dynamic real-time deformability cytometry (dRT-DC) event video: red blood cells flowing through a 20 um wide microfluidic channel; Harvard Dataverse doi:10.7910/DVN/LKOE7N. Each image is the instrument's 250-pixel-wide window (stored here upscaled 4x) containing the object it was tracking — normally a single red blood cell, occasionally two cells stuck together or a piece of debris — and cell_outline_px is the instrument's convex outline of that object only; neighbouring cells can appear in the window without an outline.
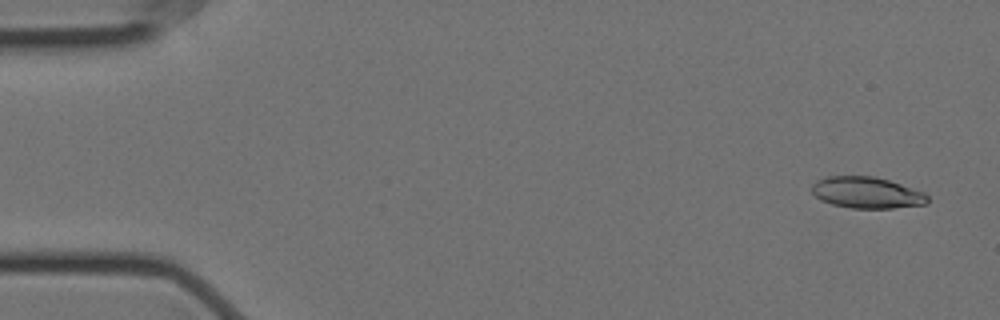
{"species": "Egyptian fruit bat (a non-hibernating species)", "species_latin": "Rousettus aegyptiacus", "temperature_condition": "cold", "stored_images_in_passage": 5, "camera_frame_rate_fps": 3000, "um_per_image_px": 0.085, "animal": {"sex": "female"}, "frame": {"image": 1, "passage_image": 1, "time_ms": 0.0, "image_size_px": [1000, 320], "cell_outline_px": [[928, 204], [892, 208], [852, 208], [832, 204], [820, 200], [812, 192], [812, 184], [816, 180], [828, 176], [872, 176], [888, 180], [924, 192], [928, 196]], "centroid_in_image_um": [73.67, 16.37], "position_along_channel_um": 11.3, "area_um2": 21.1}}
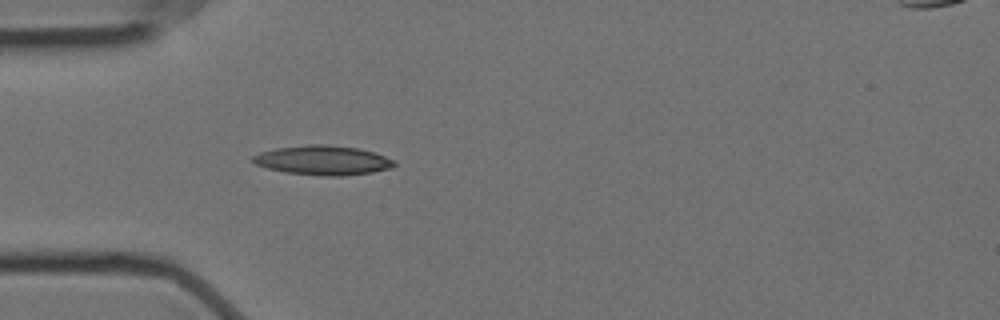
{"frame": {"image": 2, "passage_image": 5, "time_ms": 1.333, "image_size_px": [1000, 320], "cell_outline_px": [[396, 164], [392, 168], [372, 172], [340, 176], [320, 176], [284, 172], [268, 168], [256, 164], [252, 160], [252, 156], [260, 152], [276, 148], [308, 144], [324, 144], [360, 148], [396, 160]], "centroid_in_image_um": [27.46, 13.62], "position_along_channel_um": 57.5, "area_um2": 24.33}}